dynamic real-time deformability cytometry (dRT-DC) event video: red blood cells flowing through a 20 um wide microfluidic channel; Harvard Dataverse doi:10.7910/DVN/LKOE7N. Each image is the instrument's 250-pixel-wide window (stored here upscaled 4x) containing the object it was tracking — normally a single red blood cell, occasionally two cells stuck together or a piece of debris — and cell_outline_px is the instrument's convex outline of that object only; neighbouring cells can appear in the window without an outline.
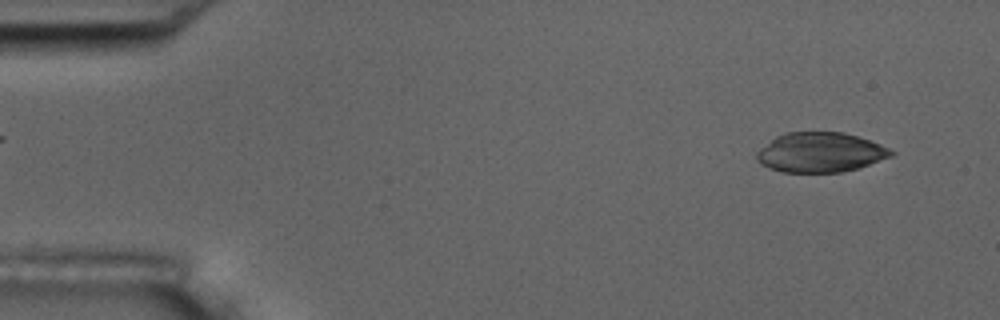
{"species": "common noctule bat (a hibernating species)", "species_latin": "Nyctalus noctula", "temperature_condition": "room temperature", "stored_images_in_passage": 52, "camera_frame_rate_fps": 3000, "um_per_image_px": 0.085, "animal": {"sex": "male", "body_mass_g": 17.5, "forearm_length_mm": 52.3}, "frame": {"image": 1, "passage_image": 1, "time_ms": 0.0, "image_size_px": [1000, 320], "cell_outline_px": [[896, 152], [892, 156], [860, 168], [840, 172], [780, 172], [768, 168], [760, 164], [756, 160], [756, 152], [760, 148], [776, 136], [784, 132], [844, 132], [880, 144]], "centroid_in_image_um": [69.7, 12.96], "position_along_channel_um": 15.3, "area_um2": 31.33}}
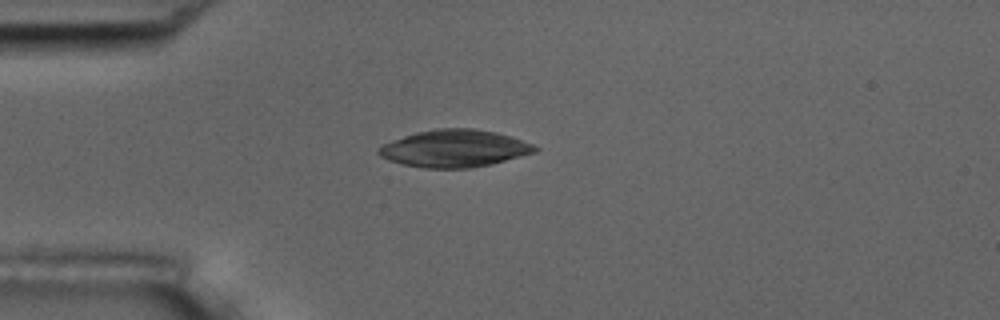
{"frame": {"image": 2, "passage_image": 11, "time_ms": 3.333, "image_size_px": [1000, 320], "cell_outline_px": [[540, 148], [536, 152], [492, 164], [468, 168], [424, 168], [404, 164], [388, 160], [380, 156], [376, 152], [376, 148], [392, 140], [416, 132], [436, 128], [472, 128], [496, 132], [532, 144]], "centroid_in_image_um": [38.6, 12.62], "position_along_channel_um": 46.4, "area_um2": 33.87}}
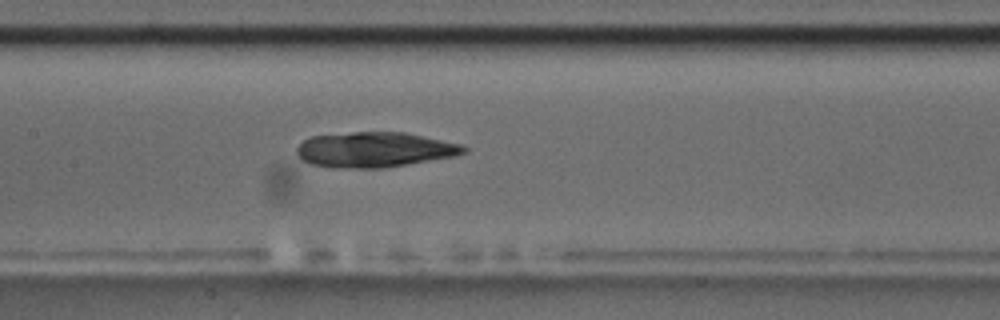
{"frame": {"image": 3, "passage_image": 23, "time_ms": 7.333, "image_size_px": [1000, 320], "cell_outline_px": [[468, 152], [456, 156], [384, 168], [336, 168], [308, 164], [296, 156], [296, 148], [304, 140], [312, 136], [352, 132], [404, 132], [460, 144], [468, 148]], "centroid_in_image_um": [31.81, 12.73], "position_along_channel_um": 175.6, "area_um2": 34.45}}